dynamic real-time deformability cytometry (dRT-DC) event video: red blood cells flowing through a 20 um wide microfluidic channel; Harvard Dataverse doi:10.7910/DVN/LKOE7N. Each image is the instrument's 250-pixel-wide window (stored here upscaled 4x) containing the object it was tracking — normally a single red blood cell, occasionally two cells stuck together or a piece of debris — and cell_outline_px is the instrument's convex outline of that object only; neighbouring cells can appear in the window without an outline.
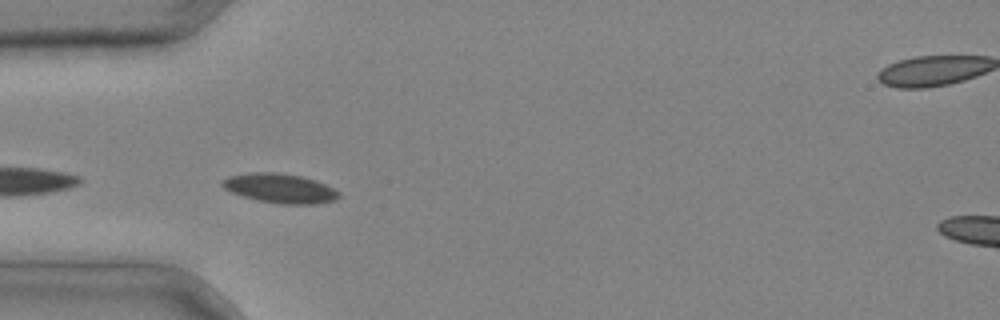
{"species": "common noctule bat (a hibernating species)", "species_latin": "Nyctalus noctula", "temperature_condition": "cold", "stored_images_in_passage": 3, "camera_frame_rate_fps": 3000, "um_per_image_px": 0.085, "animal": {"sex": "male", "body_mass_g": 20.4}, "frame": {"image": 1, "passage_image": 3, "time_ms": 0.667, "image_size_px": [1000, 320], "cell_outline_px": [[340, 196], [336, 200], [316, 204], [280, 204], [256, 200], [232, 192], [224, 188], [220, 184], [220, 180], [228, 176], [252, 172], [276, 172], [300, 176], [316, 180], [340, 192]], "centroid_in_image_um": [23.78, 16.0], "position_along_channel_um": 61.2, "area_um2": 20.06}}